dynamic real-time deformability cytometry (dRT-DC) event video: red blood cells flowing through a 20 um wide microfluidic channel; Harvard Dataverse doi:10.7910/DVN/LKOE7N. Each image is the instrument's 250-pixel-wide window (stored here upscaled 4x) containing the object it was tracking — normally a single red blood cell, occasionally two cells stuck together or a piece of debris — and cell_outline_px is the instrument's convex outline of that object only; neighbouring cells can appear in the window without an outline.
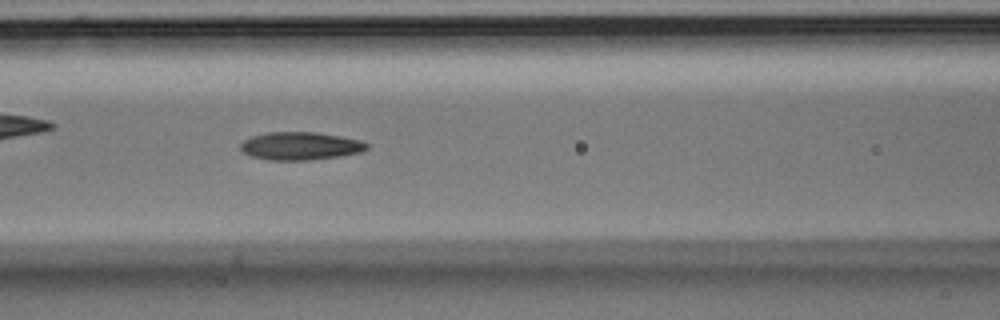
{"species": "Egyptian fruit bat (a non-hibernating species)", "species_latin": "Rousettus aegyptiacus", "temperature_condition": "room temperature", "stored_images_in_passage": 45, "camera_frame_rate_fps": 3000, "um_per_image_px": 0.085, "animal": {"sex": "male"}, "frame": {"image": 1, "passage_image": 16, "time_ms": 5.0, "image_size_px": [1000, 320], "cell_outline_px": [[368, 148], [360, 152], [340, 156], [308, 160], [272, 160], [252, 156], [244, 152], [240, 148], [240, 144], [244, 140], [252, 136], [268, 132], [316, 132], [340, 136], [360, 140], [368, 144]], "centroid_in_image_um": [25.53, 12.4], "position_along_channel_um": 141.1, "area_um2": 20.4}}
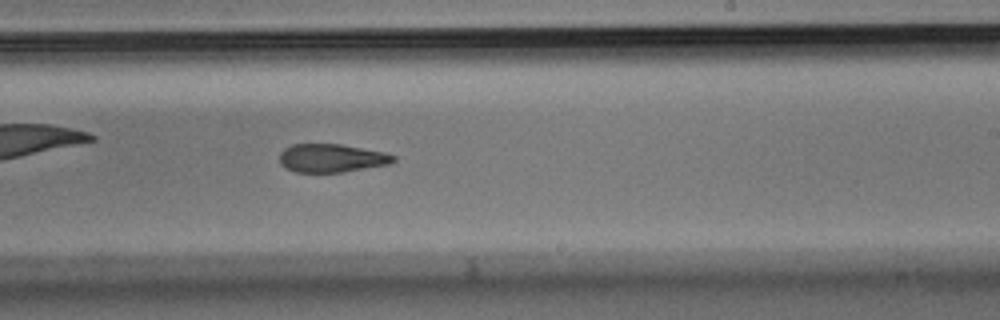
{"frame": {"image": 2, "passage_image": 25, "time_ms": 8.0, "image_size_px": [1000, 320], "cell_outline_px": [[396, 160], [388, 164], [344, 172], [296, 172], [284, 168], [280, 164], [280, 152], [284, 148], [292, 144], [340, 144], [384, 152], [396, 156]], "centroid_in_image_um": [28.15, 13.44], "position_along_channel_um": 260.8, "area_um2": 18.84}}
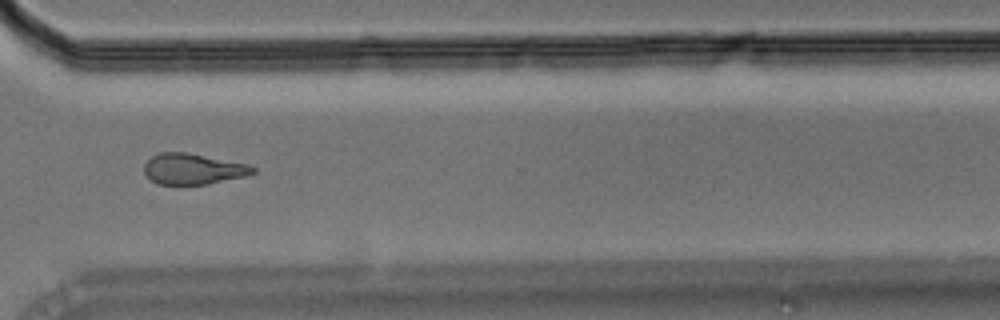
{"frame": {"image": 3, "passage_image": 32, "time_ms": 10.333, "image_size_px": [1000, 320], "cell_outline_px": [[256, 172], [244, 176], [208, 184], [180, 188], [156, 184], [144, 172], [144, 164], [152, 156], [160, 152], [188, 152], [248, 164], [256, 168]], "centroid_in_image_um": [16.37, 14.4], "position_along_channel_um": 354.2, "area_um2": 20.23}}